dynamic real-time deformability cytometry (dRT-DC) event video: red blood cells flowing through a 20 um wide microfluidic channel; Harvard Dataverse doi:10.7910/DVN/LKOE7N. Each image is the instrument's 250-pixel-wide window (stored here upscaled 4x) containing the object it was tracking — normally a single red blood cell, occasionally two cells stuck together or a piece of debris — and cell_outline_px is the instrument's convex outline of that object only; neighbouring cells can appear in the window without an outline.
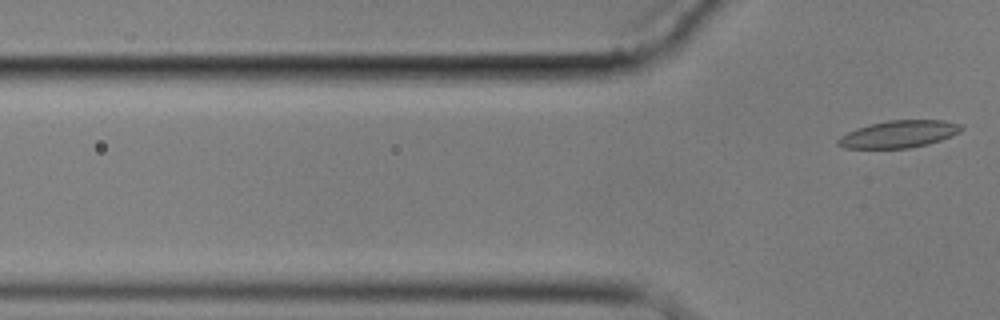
{"species": "common noctule bat (a hibernating species)", "species_latin": "Nyctalus noctula", "temperature_condition": "cold", "stored_images_in_passage": 7, "segment_of_instrument_passage": [2, 2], "camera_frame_rate_fps": 3000, "um_per_image_px": 0.085, "animal": {"sex": "male", "body_mass_g": 17.9}, "frame": {"image": 1, "passage_image": 7, "time_ms": 7.0, "image_size_px": [1000, 320], "cell_outline_px": [[964, 128], [960, 132], [952, 136], [928, 144], [908, 148], [844, 148], [836, 144], [836, 140], [840, 136], [856, 128], [868, 124], [888, 120], [944, 120], [960, 124]], "centroid_in_image_um": [76.39, 11.39], "position_along_channel_um": 49.4, "area_um2": 19.65}}